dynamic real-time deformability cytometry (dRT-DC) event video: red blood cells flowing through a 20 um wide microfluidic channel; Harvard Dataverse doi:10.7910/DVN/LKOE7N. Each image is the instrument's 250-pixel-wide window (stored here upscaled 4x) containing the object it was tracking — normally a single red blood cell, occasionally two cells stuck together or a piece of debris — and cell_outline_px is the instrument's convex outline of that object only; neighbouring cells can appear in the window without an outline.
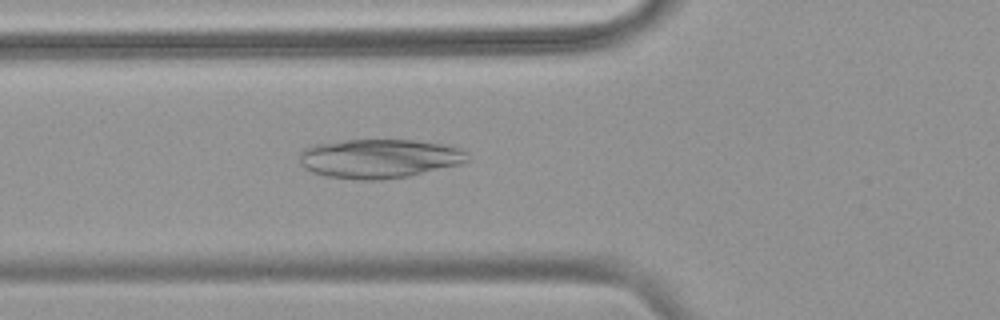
{"species": "common noctule bat (a hibernating species)", "species_latin": "Nyctalus noctula", "temperature_condition": "warm", "stored_images_in_passage": 46, "camera_frame_rate_fps": 3000, "um_per_image_px": 0.085, "animal": {"sex": "female", "body_mass_g": 18.4}, "frame": {"image": 1, "passage_image": 13, "time_ms": 4.0, "image_size_px": [1000, 320], "cell_outline_px": [[468, 160], [460, 164], [408, 176], [380, 180], [356, 180], [328, 176], [312, 172], [304, 168], [300, 160], [300, 152], [304, 148], [316, 144], [348, 140], [412, 140], [444, 144], [460, 148], [468, 152]], "centroid_in_image_um": [32.24, 13.48], "position_along_channel_um": 93.6, "area_um2": 38.21}}
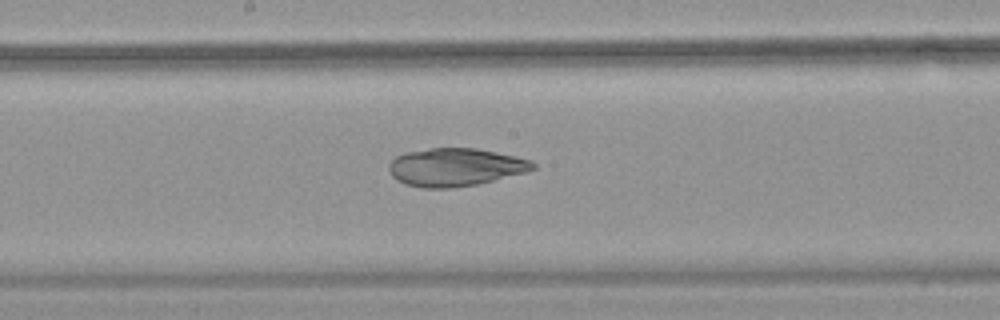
{"frame": {"image": 2, "passage_image": 22, "time_ms": 7.0, "image_size_px": [1000, 320], "cell_outline_px": [[536, 168], [528, 172], [476, 184], [452, 188], [424, 188], [404, 184], [396, 180], [392, 176], [388, 168], [388, 164], [396, 156], [408, 152], [432, 148], [476, 148], [516, 156], [532, 160], [536, 164]], "centroid_in_image_um": [38.72, 14.21], "position_along_channel_um": 209.5, "area_um2": 31.96}}
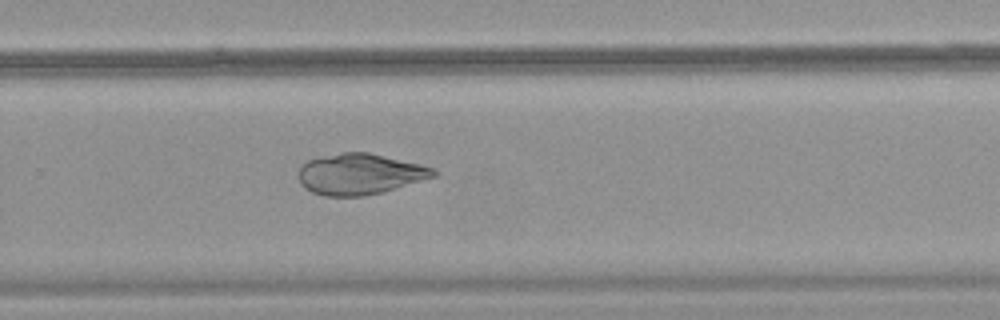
{"frame": {"image": 3, "passage_image": 29, "time_ms": 9.333, "image_size_px": [1000, 320], "cell_outline_px": [[436, 176], [380, 192], [364, 196], [324, 196], [312, 192], [304, 188], [300, 184], [300, 168], [308, 160], [344, 152], [368, 152], [420, 164], [432, 168], [436, 172]], "centroid_in_image_um": [30.57, 14.8], "position_along_channel_um": 299.2, "area_um2": 31.62}}